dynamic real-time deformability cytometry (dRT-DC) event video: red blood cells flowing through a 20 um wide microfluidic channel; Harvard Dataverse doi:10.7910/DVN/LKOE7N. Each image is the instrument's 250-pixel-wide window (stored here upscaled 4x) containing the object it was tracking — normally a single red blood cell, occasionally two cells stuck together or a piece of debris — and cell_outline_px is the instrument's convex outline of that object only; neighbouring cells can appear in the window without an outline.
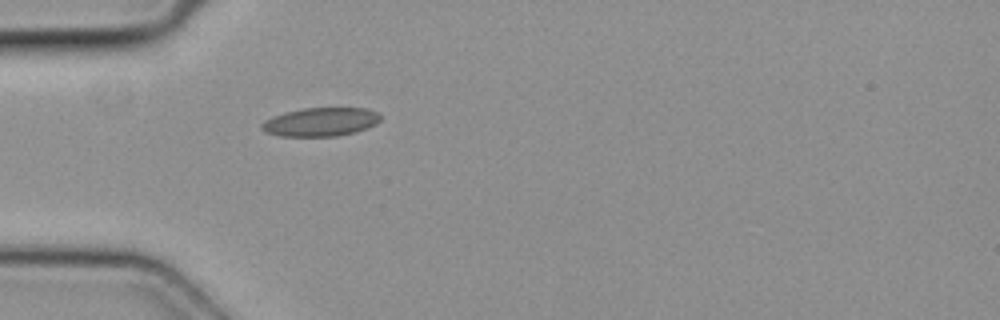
{"species": "common noctule bat (a hibernating species)", "species_latin": "Nyctalus noctula", "temperature_condition": "cold", "stored_images_in_passage": 1, "camera_frame_rate_fps": 3000, "um_per_image_px": 0.085, "animal": {"sex": "female", "body_mass_g": 19.3, "forearm_length_mm": 54.1}, "frame": {"image": 1, "passage_image": 1, "time_ms": 0.0, "image_size_px": [1000, 320], "cell_outline_px": [[380, 120], [376, 124], [356, 132], [336, 136], [280, 136], [264, 132], [260, 128], [260, 124], [264, 120], [272, 116], [284, 112], [304, 108], [368, 108], [376, 112], [380, 116]], "centroid_in_image_um": [27.21, 10.36], "position_along_channel_um": 57.8, "area_um2": 19.94}}